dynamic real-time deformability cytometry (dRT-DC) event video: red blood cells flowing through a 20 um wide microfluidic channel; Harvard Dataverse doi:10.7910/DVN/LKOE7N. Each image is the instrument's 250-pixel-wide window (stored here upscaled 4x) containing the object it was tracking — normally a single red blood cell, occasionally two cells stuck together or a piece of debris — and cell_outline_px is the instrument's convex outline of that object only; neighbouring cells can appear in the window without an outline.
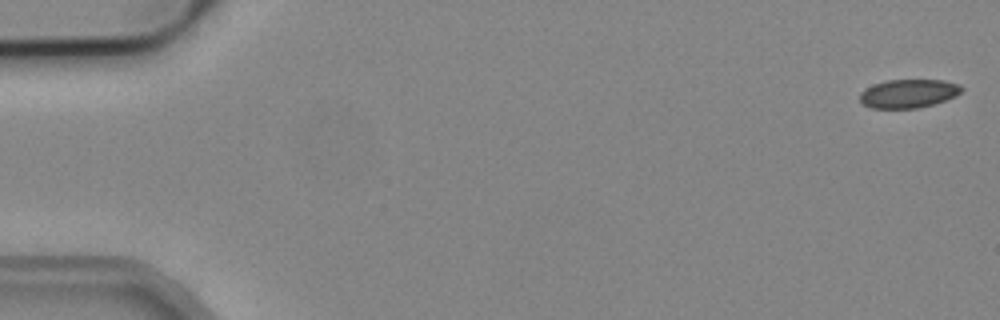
{"species": "common noctule bat (a hibernating species)", "species_latin": "Nyctalus noctula", "temperature_condition": "cold", "stored_images_in_passage": 5, "camera_frame_rate_fps": 3000, "um_per_image_px": 0.085, "animal": {"sex": "male", "body_mass_g": 19.2, "forearm_length_mm": 51.8}, "frame": {"image": 1, "passage_image": 1, "time_ms": 0.0, "image_size_px": [1000, 320], "cell_outline_px": [[964, 88], [956, 96], [932, 104], [916, 108], [872, 108], [864, 104], [860, 100], [860, 92], [876, 84], [888, 80], [944, 80], [960, 84]], "centroid_in_image_um": [77.25, 7.94], "position_along_channel_um": 7.7, "area_um2": 16.7}}
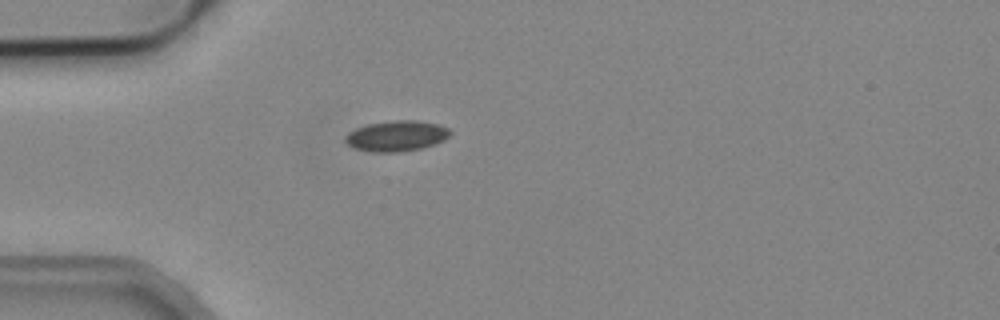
{"frame": {"image": 2, "passage_image": 5, "time_ms": 1.333, "image_size_px": [1000, 320], "cell_outline_px": [[452, 132], [444, 140], [420, 148], [400, 152], [372, 152], [352, 148], [344, 140], [344, 136], [348, 132], [356, 128], [368, 124], [392, 120], [416, 120], [440, 124], [448, 128]], "centroid_in_image_um": [33.67, 11.55], "position_along_channel_um": 51.3, "area_um2": 18.79}}